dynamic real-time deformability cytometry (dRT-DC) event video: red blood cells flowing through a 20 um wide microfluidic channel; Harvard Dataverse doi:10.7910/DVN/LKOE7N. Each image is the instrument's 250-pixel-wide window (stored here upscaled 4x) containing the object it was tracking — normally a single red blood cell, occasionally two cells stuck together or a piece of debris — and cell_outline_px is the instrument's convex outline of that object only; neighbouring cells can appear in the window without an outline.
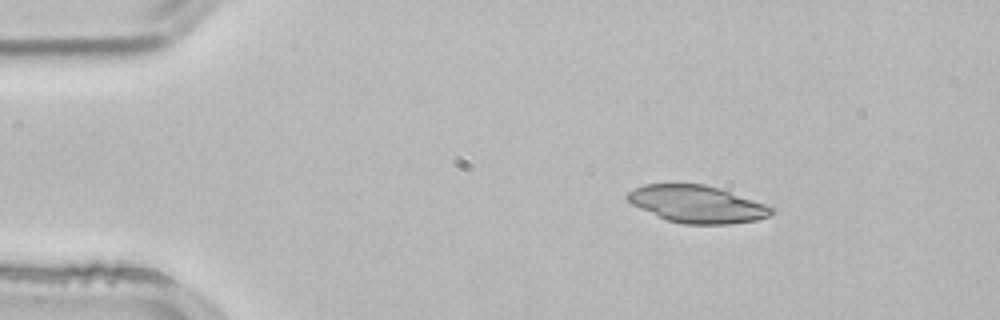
{"species": "common noctule bat (a hibernating species)", "species_latin": "Nyctalus noctula", "temperature_condition": "room temperature", "stored_images_in_passage": 3, "camera_frame_rate_fps": 3000, "um_per_image_px": 0.085, "animal": {"sex": "male", "body_mass_g": 21.5, "forearm_length_mm": 52.0}, "frame": {"image": 1, "passage_image": 1, "time_ms": 0.0, "image_size_px": [1000, 320], "cell_outline_px": [[776, 212], [772, 216], [756, 220], [728, 224], [684, 224], [668, 220], [640, 208], [632, 204], [624, 196], [628, 192], [644, 184], [704, 184], [720, 188], [764, 204], [772, 208]], "centroid_in_image_um": [59.27, 17.35], "position_along_channel_um": 25.7, "area_um2": 31.04}}